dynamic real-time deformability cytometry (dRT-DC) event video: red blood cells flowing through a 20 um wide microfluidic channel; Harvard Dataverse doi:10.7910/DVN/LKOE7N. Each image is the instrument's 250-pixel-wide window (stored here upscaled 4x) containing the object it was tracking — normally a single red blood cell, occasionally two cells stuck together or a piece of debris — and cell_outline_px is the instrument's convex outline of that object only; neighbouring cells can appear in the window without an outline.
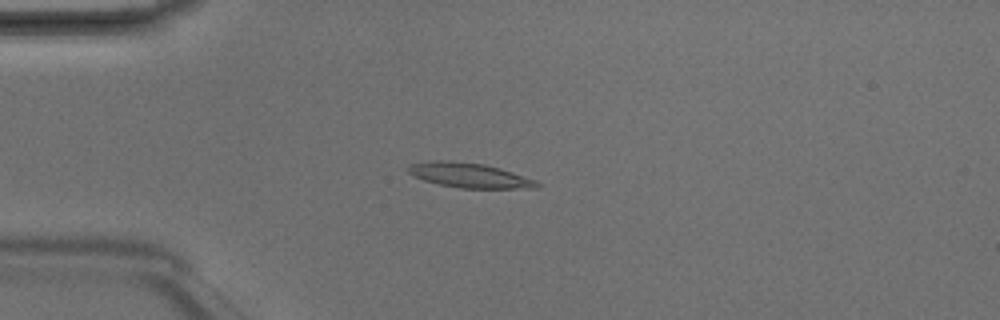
{"species": "Egyptian fruit bat (a non-hibernating species)", "species_latin": "Rousettus aegyptiacus", "temperature_condition": "room temperature", "stored_images_in_passage": 5, "camera_frame_rate_fps": 3000, "um_per_image_px": 0.085, "animal": {"sex": "male"}, "frame": {"image": 1, "passage_image": 4, "time_ms": 1.0, "image_size_px": [1000, 320], "cell_outline_px": [[544, 184], [536, 188], [460, 188], [440, 184], [424, 180], [412, 176], [408, 172], [408, 168], [412, 164], [428, 160], [452, 160], [484, 164], [500, 168], [536, 180]], "centroid_in_image_um": [39.91, 14.89], "position_along_channel_um": 45.1, "area_um2": 18.67}}